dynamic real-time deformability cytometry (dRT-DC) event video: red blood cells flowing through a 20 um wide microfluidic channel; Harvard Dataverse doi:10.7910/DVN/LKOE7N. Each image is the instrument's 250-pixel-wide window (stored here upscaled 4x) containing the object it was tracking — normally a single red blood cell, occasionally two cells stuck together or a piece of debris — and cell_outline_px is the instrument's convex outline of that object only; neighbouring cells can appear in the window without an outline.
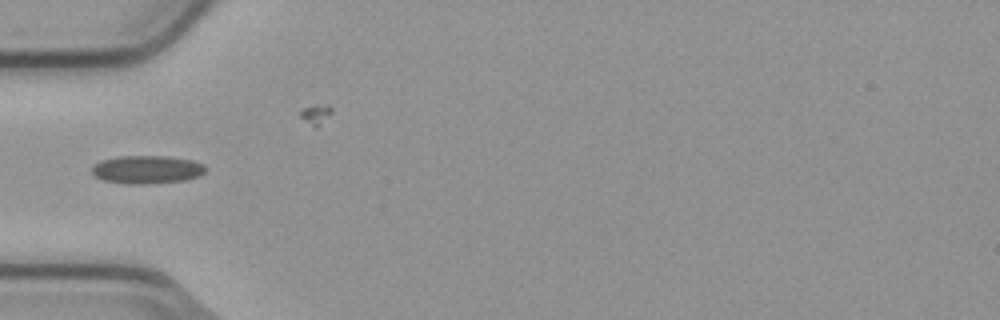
{"species": "common noctule bat (a hibernating species)", "species_latin": "Nyctalus noctula", "temperature_condition": "cold", "stored_images_in_passage": 2, "camera_frame_rate_fps": 3000, "um_per_image_px": 0.085, "animal": {"sex": "male", "body_mass_g": 23.1, "forearm_length_mm": 52.7}, "frame": {"image": 1, "passage_image": 1, "time_ms": 0.0, "image_size_px": [1000, 320], "cell_outline_px": [[208, 168], [200, 176], [184, 180], [144, 184], [132, 184], [104, 180], [96, 176], [92, 172], [92, 168], [100, 160], [116, 156], [168, 156], [192, 160], [204, 164]], "centroid_in_image_um": [12.53, 14.4], "position_along_channel_um": 72.5, "area_um2": 18.61}}